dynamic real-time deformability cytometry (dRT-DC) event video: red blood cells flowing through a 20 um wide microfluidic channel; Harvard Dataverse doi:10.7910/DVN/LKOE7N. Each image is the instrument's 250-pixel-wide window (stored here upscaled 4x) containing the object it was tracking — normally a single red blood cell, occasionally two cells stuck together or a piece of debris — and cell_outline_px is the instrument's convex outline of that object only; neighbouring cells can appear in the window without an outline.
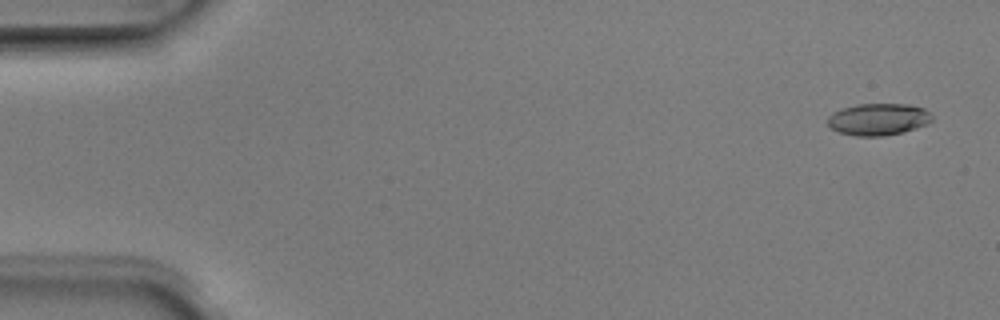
{"species": "Egyptian fruit bat (a non-hibernating species)", "species_latin": "Rousettus aegyptiacus", "temperature_condition": "room temperature", "stored_images_in_passage": 4, "camera_frame_rate_fps": 3000, "um_per_image_px": 0.085, "animal": {"sex": "male"}, "frame": {"image": 1, "passage_image": 1, "time_ms": 0.0, "image_size_px": [1000, 320], "cell_outline_px": [[932, 120], [916, 128], [904, 132], [884, 136], [856, 136], [840, 132], [832, 128], [828, 124], [828, 116], [832, 112], [856, 104], [908, 104], [924, 108], [932, 116]], "centroid_in_image_um": [74.65, 10.14], "position_along_channel_um": 10.4, "area_um2": 19.31}}